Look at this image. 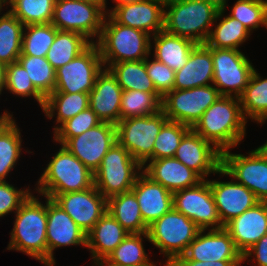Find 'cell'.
<instances>
[{"instance_id": "7", "label": "cell", "mask_w": 267, "mask_h": 266, "mask_svg": "<svg viewBox=\"0 0 267 266\" xmlns=\"http://www.w3.org/2000/svg\"><path fill=\"white\" fill-rule=\"evenodd\" d=\"M221 153L219 177H232L251 190L261 202H267V144L264 143L247 154Z\"/></svg>"}, {"instance_id": "38", "label": "cell", "mask_w": 267, "mask_h": 266, "mask_svg": "<svg viewBox=\"0 0 267 266\" xmlns=\"http://www.w3.org/2000/svg\"><path fill=\"white\" fill-rule=\"evenodd\" d=\"M16 120L0 134V181H6L22 154V135Z\"/></svg>"}, {"instance_id": "32", "label": "cell", "mask_w": 267, "mask_h": 266, "mask_svg": "<svg viewBox=\"0 0 267 266\" xmlns=\"http://www.w3.org/2000/svg\"><path fill=\"white\" fill-rule=\"evenodd\" d=\"M243 115L247 121L258 125L267 121V77L263 78L255 69L244 92L239 97Z\"/></svg>"}, {"instance_id": "9", "label": "cell", "mask_w": 267, "mask_h": 266, "mask_svg": "<svg viewBox=\"0 0 267 266\" xmlns=\"http://www.w3.org/2000/svg\"><path fill=\"white\" fill-rule=\"evenodd\" d=\"M168 121L164 112L143 117H131L116 124V139L143 167L153 160V147L162 126Z\"/></svg>"}, {"instance_id": "2", "label": "cell", "mask_w": 267, "mask_h": 266, "mask_svg": "<svg viewBox=\"0 0 267 266\" xmlns=\"http://www.w3.org/2000/svg\"><path fill=\"white\" fill-rule=\"evenodd\" d=\"M40 196L32 192L14 213L6 249L22 252L41 263L47 262V197L41 196L45 197L44 203Z\"/></svg>"}, {"instance_id": "21", "label": "cell", "mask_w": 267, "mask_h": 266, "mask_svg": "<svg viewBox=\"0 0 267 266\" xmlns=\"http://www.w3.org/2000/svg\"><path fill=\"white\" fill-rule=\"evenodd\" d=\"M207 180L223 225L260 202L251 190L232 177L230 181Z\"/></svg>"}, {"instance_id": "15", "label": "cell", "mask_w": 267, "mask_h": 266, "mask_svg": "<svg viewBox=\"0 0 267 266\" xmlns=\"http://www.w3.org/2000/svg\"><path fill=\"white\" fill-rule=\"evenodd\" d=\"M55 201L87 234L107 212V199L95 186L59 195H41Z\"/></svg>"}, {"instance_id": "57", "label": "cell", "mask_w": 267, "mask_h": 266, "mask_svg": "<svg viewBox=\"0 0 267 266\" xmlns=\"http://www.w3.org/2000/svg\"><path fill=\"white\" fill-rule=\"evenodd\" d=\"M8 5L9 3H0V15L2 13L3 10H6V8L8 9ZM7 6V7H6ZM6 7V8H5ZM5 8V9H4ZM3 9V10H2Z\"/></svg>"}, {"instance_id": "27", "label": "cell", "mask_w": 267, "mask_h": 266, "mask_svg": "<svg viewBox=\"0 0 267 266\" xmlns=\"http://www.w3.org/2000/svg\"><path fill=\"white\" fill-rule=\"evenodd\" d=\"M129 233L107 211L86 234V248L94 261H105Z\"/></svg>"}, {"instance_id": "28", "label": "cell", "mask_w": 267, "mask_h": 266, "mask_svg": "<svg viewBox=\"0 0 267 266\" xmlns=\"http://www.w3.org/2000/svg\"><path fill=\"white\" fill-rule=\"evenodd\" d=\"M151 37L150 54L174 71L185 66L192 49L197 45L191 39L170 34L165 30Z\"/></svg>"}, {"instance_id": "43", "label": "cell", "mask_w": 267, "mask_h": 266, "mask_svg": "<svg viewBox=\"0 0 267 266\" xmlns=\"http://www.w3.org/2000/svg\"><path fill=\"white\" fill-rule=\"evenodd\" d=\"M228 15L239 20L251 33L262 26L267 29L265 0H237Z\"/></svg>"}, {"instance_id": "59", "label": "cell", "mask_w": 267, "mask_h": 266, "mask_svg": "<svg viewBox=\"0 0 267 266\" xmlns=\"http://www.w3.org/2000/svg\"><path fill=\"white\" fill-rule=\"evenodd\" d=\"M41 264H44V266H49L47 262H41Z\"/></svg>"}, {"instance_id": "3", "label": "cell", "mask_w": 267, "mask_h": 266, "mask_svg": "<svg viewBox=\"0 0 267 266\" xmlns=\"http://www.w3.org/2000/svg\"><path fill=\"white\" fill-rule=\"evenodd\" d=\"M104 68L122 61H143L151 55V35L117 23L106 15L101 35L96 42Z\"/></svg>"}, {"instance_id": "42", "label": "cell", "mask_w": 267, "mask_h": 266, "mask_svg": "<svg viewBox=\"0 0 267 266\" xmlns=\"http://www.w3.org/2000/svg\"><path fill=\"white\" fill-rule=\"evenodd\" d=\"M5 90L19 98L33 97L41 109L44 106L45 97L34 87L27 71L18 61L6 65Z\"/></svg>"}, {"instance_id": "51", "label": "cell", "mask_w": 267, "mask_h": 266, "mask_svg": "<svg viewBox=\"0 0 267 266\" xmlns=\"http://www.w3.org/2000/svg\"><path fill=\"white\" fill-rule=\"evenodd\" d=\"M6 85V65L0 62V96Z\"/></svg>"}, {"instance_id": "50", "label": "cell", "mask_w": 267, "mask_h": 266, "mask_svg": "<svg viewBox=\"0 0 267 266\" xmlns=\"http://www.w3.org/2000/svg\"><path fill=\"white\" fill-rule=\"evenodd\" d=\"M15 120L13 112L10 114L6 109L0 115V134Z\"/></svg>"}, {"instance_id": "49", "label": "cell", "mask_w": 267, "mask_h": 266, "mask_svg": "<svg viewBox=\"0 0 267 266\" xmlns=\"http://www.w3.org/2000/svg\"><path fill=\"white\" fill-rule=\"evenodd\" d=\"M243 260L223 261H196V260H175L170 266H240Z\"/></svg>"}, {"instance_id": "52", "label": "cell", "mask_w": 267, "mask_h": 266, "mask_svg": "<svg viewBox=\"0 0 267 266\" xmlns=\"http://www.w3.org/2000/svg\"><path fill=\"white\" fill-rule=\"evenodd\" d=\"M209 4L213 5L218 11L227 10L226 7H229L228 1L229 0H206Z\"/></svg>"}, {"instance_id": "37", "label": "cell", "mask_w": 267, "mask_h": 266, "mask_svg": "<svg viewBox=\"0 0 267 266\" xmlns=\"http://www.w3.org/2000/svg\"><path fill=\"white\" fill-rule=\"evenodd\" d=\"M162 96L158 92L123 90L120 120L156 114L161 110Z\"/></svg>"}, {"instance_id": "55", "label": "cell", "mask_w": 267, "mask_h": 266, "mask_svg": "<svg viewBox=\"0 0 267 266\" xmlns=\"http://www.w3.org/2000/svg\"><path fill=\"white\" fill-rule=\"evenodd\" d=\"M156 1L157 3H160L163 7L169 5V4H172L178 0H154Z\"/></svg>"}, {"instance_id": "23", "label": "cell", "mask_w": 267, "mask_h": 266, "mask_svg": "<svg viewBox=\"0 0 267 266\" xmlns=\"http://www.w3.org/2000/svg\"><path fill=\"white\" fill-rule=\"evenodd\" d=\"M122 88L109 69L104 68L97 76L89 93V107L101 122L116 125L120 121Z\"/></svg>"}, {"instance_id": "58", "label": "cell", "mask_w": 267, "mask_h": 266, "mask_svg": "<svg viewBox=\"0 0 267 266\" xmlns=\"http://www.w3.org/2000/svg\"><path fill=\"white\" fill-rule=\"evenodd\" d=\"M10 0H0V3H9Z\"/></svg>"}, {"instance_id": "14", "label": "cell", "mask_w": 267, "mask_h": 266, "mask_svg": "<svg viewBox=\"0 0 267 266\" xmlns=\"http://www.w3.org/2000/svg\"><path fill=\"white\" fill-rule=\"evenodd\" d=\"M173 209L191 219L201 230L222 229L208 180L173 193Z\"/></svg>"}, {"instance_id": "31", "label": "cell", "mask_w": 267, "mask_h": 266, "mask_svg": "<svg viewBox=\"0 0 267 266\" xmlns=\"http://www.w3.org/2000/svg\"><path fill=\"white\" fill-rule=\"evenodd\" d=\"M107 211L129 234L147 233L135 193L130 190L107 199Z\"/></svg>"}, {"instance_id": "11", "label": "cell", "mask_w": 267, "mask_h": 266, "mask_svg": "<svg viewBox=\"0 0 267 266\" xmlns=\"http://www.w3.org/2000/svg\"><path fill=\"white\" fill-rule=\"evenodd\" d=\"M106 13L82 0H56L51 23L61 31H73L96 43L101 35Z\"/></svg>"}, {"instance_id": "45", "label": "cell", "mask_w": 267, "mask_h": 266, "mask_svg": "<svg viewBox=\"0 0 267 266\" xmlns=\"http://www.w3.org/2000/svg\"><path fill=\"white\" fill-rule=\"evenodd\" d=\"M101 121L96 113L88 107L71 119L65 121L54 133L53 141L64 145L70 138L81 135L88 129L96 127Z\"/></svg>"}, {"instance_id": "30", "label": "cell", "mask_w": 267, "mask_h": 266, "mask_svg": "<svg viewBox=\"0 0 267 266\" xmlns=\"http://www.w3.org/2000/svg\"><path fill=\"white\" fill-rule=\"evenodd\" d=\"M89 107V93L52 92L45 98L42 112L55 119L53 133L67 120Z\"/></svg>"}, {"instance_id": "33", "label": "cell", "mask_w": 267, "mask_h": 266, "mask_svg": "<svg viewBox=\"0 0 267 266\" xmlns=\"http://www.w3.org/2000/svg\"><path fill=\"white\" fill-rule=\"evenodd\" d=\"M144 241L150 242L148 233L128 234L103 261L104 265L156 266L157 264L150 260L144 249Z\"/></svg>"}, {"instance_id": "39", "label": "cell", "mask_w": 267, "mask_h": 266, "mask_svg": "<svg viewBox=\"0 0 267 266\" xmlns=\"http://www.w3.org/2000/svg\"><path fill=\"white\" fill-rule=\"evenodd\" d=\"M56 0H10L9 11L25 26L51 23Z\"/></svg>"}, {"instance_id": "36", "label": "cell", "mask_w": 267, "mask_h": 266, "mask_svg": "<svg viewBox=\"0 0 267 266\" xmlns=\"http://www.w3.org/2000/svg\"><path fill=\"white\" fill-rule=\"evenodd\" d=\"M110 72L117 79L122 90L157 92L146 70V59L143 61H122L112 64Z\"/></svg>"}, {"instance_id": "17", "label": "cell", "mask_w": 267, "mask_h": 266, "mask_svg": "<svg viewBox=\"0 0 267 266\" xmlns=\"http://www.w3.org/2000/svg\"><path fill=\"white\" fill-rule=\"evenodd\" d=\"M206 232V233H205ZM176 260H243L229 233L224 229L200 230L185 253Z\"/></svg>"}, {"instance_id": "10", "label": "cell", "mask_w": 267, "mask_h": 266, "mask_svg": "<svg viewBox=\"0 0 267 266\" xmlns=\"http://www.w3.org/2000/svg\"><path fill=\"white\" fill-rule=\"evenodd\" d=\"M220 96L214 85L173 89L162 98L161 110L169 121L193 128L206 109Z\"/></svg>"}, {"instance_id": "4", "label": "cell", "mask_w": 267, "mask_h": 266, "mask_svg": "<svg viewBox=\"0 0 267 266\" xmlns=\"http://www.w3.org/2000/svg\"><path fill=\"white\" fill-rule=\"evenodd\" d=\"M35 185L34 193L40 195L82 191L94 186V173L61 145Z\"/></svg>"}, {"instance_id": "16", "label": "cell", "mask_w": 267, "mask_h": 266, "mask_svg": "<svg viewBox=\"0 0 267 266\" xmlns=\"http://www.w3.org/2000/svg\"><path fill=\"white\" fill-rule=\"evenodd\" d=\"M115 142L116 125L101 122L81 135L70 138L63 146L95 173Z\"/></svg>"}, {"instance_id": "53", "label": "cell", "mask_w": 267, "mask_h": 266, "mask_svg": "<svg viewBox=\"0 0 267 266\" xmlns=\"http://www.w3.org/2000/svg\"><path fill=\"white\" fill-rule=\"evenodd\" d=\"M82 1H85L87 3H91V4H94L96 6H98L99 8H101L106 14H109L110 13V10L109 8L106 9L108 6L106 5L107 4V1L106 0H82Z\"/></svg>"}, {"instance_id": "26", "label": "cell", "mask_w": 267, "mask_h": 266, "mask_svg": "<svg viewBox=\"0 0 267 266\" xmlns=\"http://www.w3.org/2000/svg\"><path fill=\"white\" fill-rule=\"evenodd\" d=\"M213 73L212 47L206 44H197L192 49L185 66L175 71L173 89H191L213 85Z\"/></svg>"}, {"instance_id": "18", "label": "cell", "mask_w": 267, "mask_h": 266, "mask_svg": "<svg viewBox=\"0 0 267 266\" xmlns=\"http://www.w3.org/2000/svg\"><path fill=\"white\" fill-rule=\"evenodd\" d=\"M221 151L192 128L183 136L175 158L196 172L203 180L221 168Z\"/></svg>"}, {"instance_id": "41", "label": "cell", "mask_w": 267, "mask_h": 266, "mask_svg": "<svg viewBox=\"0 0 267 266\" xmlns=\"http://www.w3.org/2000/svg\"><path fill=\"white\" fill-rule=\"evenodd\" d=\"M57 31L52 23L24 26L21 55L46 57Z\"/></svg>"}, {"instance_id": "34", "label": "cell", "mask_w": 267, "mask_h": 266, "mask_svg": "<svg viewBox=\"0 0 267 266\" xmlns=\"http://www.w3.org/2000/svg\"><path fill=\"white\" fill-rule=\"evenodd\" d=\"M91 44L92 42L80 33L58 30L46 59L57 70L80 55Z\"/></svg>"}, {"instance_id": "22", "label": "cell", "mask_w": 267, "mask_h": 266, "mask_svg": "<svg viewBox=\"0 0 267 266\" xmlns=\"http://www.w3.org/2000/svg\"><path fill=\"white\" fill-rule=\"evenodd\" d=\"M242 255L267 234V202H259L224 225Z\"/></svg>"}, {"instance_id": "48", "label": "cell", "mask_w": 267, "mask_h": 266, "mask_svg": "<svg viewBox=\"0 0 267 266\" xmlns=\"http://www.w3.org/2000/svg\"><path fill=\"white\" fill-rule=\"evenodd\" d=\"M245 261L255 262L257 266H267V234L243 254V262Z\"/></svg>"}, {"instance_id": "44", "label": "cell", "mask_w": 267, "mask_h": 266, "mask_svg": "<svg viewBox=\"0 0 267 266\" xmlns=\"http://www.w3.org/2000/svg\"><path fill=\"white\" fill-rule=\"evenodd\" d=\"M191 128L174 121H167L155 139L153 160L174 157L183 136Z\"/></svg>"}, {"instance_id": "25", "label": "cell", "mask_w": 267, "mask_h": 266, "mask_svg": "<svg viewBox=\"0 0 267 266\" xmlns=\"http://www.w3.org/2000/svg\"><path fill=\"white\" fill-rule=\"evenodd\" d=\"M142 171L153 181L174 193L198 185L203 179L175 157L149 160Z\"/></svg>"}, {"instance_id": "19", "label": "cell", "mask_w": 267, "mask_h": 266, "mask_svg": "<svg viewBox=\"0 0 267 266\" xmlns=\"http://www.w3.org/2000/svg\"><path fill=\"white\" fill-rule=\"evenodd\" d=\"M47 262L54 260V250L60 247L83 246L86 233L52 199L47 197Z\"/></svg>"}, {"instance_id": "40", "label": "cell", "mask_w": 267, "mask_h": 266, "mask_svg": "<svg viewBox=\"0 0 267 266\" xmlns=\"http://www.w3.org/2000/svg\"><path fill=\"white\" fill-rule=\"evenodd\" d=\"M18 62L25 68L34 87L46 98L56 85V70L46 57L20 55Z\"/></svg>"}, {"instance_id": "6", "label": "cell", "mask_w": 267, "mask_h": 266, "mask_svg": "<svg viewBox=\"0 0 267 266\" xmlns=\"http://www.w3.org/2000/svg\"><path fill=\"white\" fill-rule=\"evenodd\" d=\"M200 230L191 219L172 208L149 225L147 233L150 243L166 258L162 266H170L185 253Z\"/></svg>"}, {"instance_id": "56", "label": "cell", "mask_w": 267, "mask_h": 266, "mask_svg": "<svg viewBox=\"0 0 267 266\" xmlns=\"http://www.w3.org/2000/svg\"><path fill=\"white\" fill-rule=\"evenodd\" d=\"M134 1H138V0H112V2L115 3V5H113L114 7L117 5H121L124 3H130V2H134Z\"/></svg>"}, {"instance_id": "1", "label": "cell", "mask_w": 267, "mask_h": 266, "mask_svg": "<svg viewBox=\"0 0 267 266\" xmlns=\"http://www.w3.org/2000/svg\"><path fill=\"white\" fill-rule=\"evenodd\" d=\"M247 122L238 97L220 96L192 129L223 152L241 144Z\"/></svg>"}, {"instance_id": "24", "label": "cell", "mask_w": 267, "mask_h": 266, "mask_svg": "<svg viewBox=\"0 0 267 266\" xmlns=\"http://www.w3.org/2000/svg\"><path fill=\"white\" fill-rule=\"evenodd\" d=\"M137 198L144 223L149 226L173 208V193L153 181L143 171L132 188Z\"/></svg>"}, {"instance_id": "12", "label": "cell", "mask_w": 267, "mask_h": 266, "mask_svg": "<svg viewBox=\"0 0 267 266\" xmlns=\"http://www.w3.org/2000/svg\"><path fill=\"white\" fill-rule=\"evenodd\" d=\"M213 85L221 96L240 97L255 70L241 50L212 47Z\"/></svg>"}, {"instance_id": "13", "label": "cell", "mask_w": 267, "mask_h": 266, "mask_svg": "<svg viewBox=\"0 0 267 266\" xmlns=\"http://www.w3.org/2000/svg\"><path fill=\"white\" fill-rule=\"evenodd\" d=\"M103 69L98 45L92 43L80 55L56 70V85L53 92L90 93Z\"/></svg>"}, {"instance_id": "47", "label": "cell", "mask_w": 267, "mask_h": 266, "mask_svg": "<svg viewBox=\"0 0 267 266\" xmlns=\"http://www.w3.org/2000/svg\"><path fill=\"white\" fill-rule=\"evenodd\" d=\"M30 187L19 189L8 181H0V218L15 213L32 193Z\"/></svg>"}, {"instance_id": "54", "label": "cell", "mask_w": 267, "mask_h": 266, "mask_svg": "<svg viewBox=\"0 0 267 266\" xmlns=\"http://www.w3.org/2000/svg\"><path fill=\"white\" fill-rule=\"evenodd\" d=\"M47 263L49 266H55L56 260L54 259V260L48 261ZM92 263L94 264L92 266H105L104 263L101 261H94L93 260Z\"/></svg>"}, {"instance_id": "35", "label": "cell", "mask_w": 267, "mask_h": 266, "mask_svg": "<svg viewBox=\"0 0 267 266\" xmlns=\"http://www.w3.org/2000/svg\"><path fill=\"white\" fill-rule=\"evenodd\" d=\"M0 16V62L9 65L21 55L24 24L9 10Z\"/></svg>"}, {"instance_id": "29", "label": "cell", "mask_w": 267, "mask_h": 266, "mask_svg": "<svg viewBox=\"0 0 267 266\" xmlns=\"http://www.w3.org/2000/svg\"><path fill=\"white\" fill-rule=\"evenodd\" d=\"M225 12V10L218 12L205 44L219 49L241 50L239 47L244 45L252 33L239 20L228 14L226 16Z\"/></svg>"}, {"instance_id": "8", "label": "cell", "mask_w": 267, "mask_h": 266, "mask_svg": "<svg viewBox=\"0 0 267 266\" xmlns=\"http://www.w3.org/2000/svg\"><path fill=\"white\" fill-rule=\"evenodd\" d=\"M142 166L118 142L107 151L94 173V186L106 198L132 190Z\"/></svg>"}, {"instance_id": "46", "label": "cell", "mask_w": 267, "mask_h": 266, "mask_svg": "<svg viewBox=\"0 0 267 266\" xmlns=\"http://www.w3.org/2000/svg\"><path fill=\"white\" fill-rule=\"evenodd\" d=\"M150 56L151 55L146 58V70L148 76L153 82L156 91L164 97L168 92L173 90L175 71L164 63L156 60L154 57L152 59Z\"/></svg>"}, {"instance_id": "20", "label": "cell", "mask_w": 267, "mask_h": 266, "mask_svg": "<svg viewBox=\"0 0 267 266\" xmlns=\"http://www.w3.org/2000/svg\"><path fill=\"white\" fill-rule=\"evenodd\" d=\"M109 15L119 24L153 36L164 30V7L154 0H138L111 7Z\"/></svg>"}, {"instance_id": "5", "label": "cell", "mask_w": 267, "mask_h": 266, "mask_svg": "<svg viewBox=\"0 0 267 266\" xmlns=\"http://www.w3.org/2000/svg\"><path fill=\"white\" fill-rule=\"evenodd\" d=\"M218 12L206 0H178L164 7V30L205 44Z\"/></svg>"}]
</instances>
